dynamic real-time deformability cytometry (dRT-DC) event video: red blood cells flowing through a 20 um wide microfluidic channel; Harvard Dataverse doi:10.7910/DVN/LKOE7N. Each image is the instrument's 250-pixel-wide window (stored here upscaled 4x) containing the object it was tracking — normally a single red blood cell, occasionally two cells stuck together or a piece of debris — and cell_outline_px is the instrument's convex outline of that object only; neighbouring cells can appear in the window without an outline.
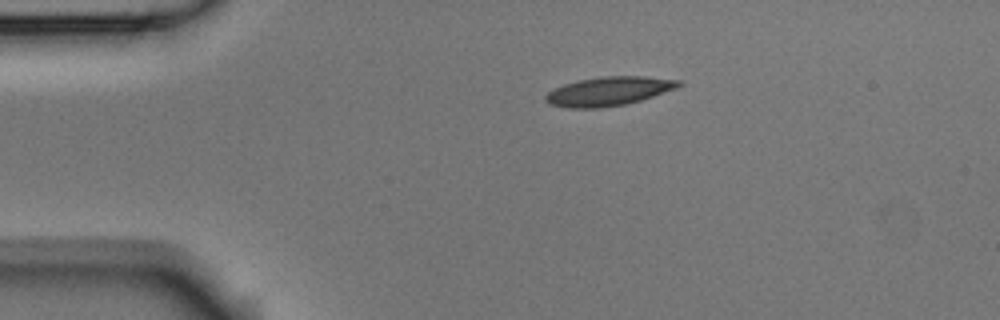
{"species": "Egyptian fruit bat (a non-hibernating species)", "species_latin": "Rousettus aegyptiacus", "temperature_condition": "room temperature", "stored_images_in_passage": 2, "camera_frame_rate_fps": 3000, "um_per_image_px": 0.085, "animal": {"sex": "male"}, "frame": {"image": 1, "passage_image": 1, "time_ms": 0.0, "image_size_px": [1000, 320], "cell_outline_px": [[684, 84], [676, 88], [640, 100], [624, 104], [600, 108], [568, 108], [548, 104], [544, 100], [544, 96], [548, 92], [564, 84], [576, 80], [604, 76], [644, 76], [680, 80]], "centroid_in_image_um": [51.71, 7.75], "position_along_channel_um": 33.3, "area_um2": 22.43}}